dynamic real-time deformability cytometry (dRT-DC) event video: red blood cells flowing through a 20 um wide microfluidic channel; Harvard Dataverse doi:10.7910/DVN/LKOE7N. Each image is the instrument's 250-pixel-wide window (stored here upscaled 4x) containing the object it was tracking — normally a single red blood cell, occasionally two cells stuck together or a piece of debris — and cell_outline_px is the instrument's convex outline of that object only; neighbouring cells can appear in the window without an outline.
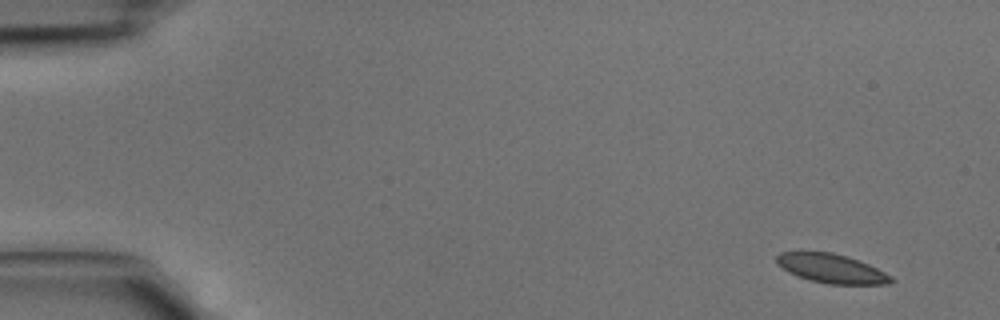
{"species": "common noctule bat (a hibernating species)", "species_latin": "Nyctalus noctula", "temperature_condition": "cold", "stored_images_in_passage": 5, "camera_frame_rate_fps": 3000, "um_per_image_px": 0.085, "animal": {"sex": "male", "body_mass_g": 15.6}, "frame": {"image": 1, "passage_image": 1, "time_ms": 0.0, "image_size_px": [1000, 320], "cell_outline_px": [[896, 280], [888, 284], [828, 284], [812, 280], [788, 272], [776, 264], [776, 256], [780, 252], [832, 252], [868, 264], [892, 276]], "centroid_in_image_um": [70.67, 22.83], "position_along_channel_um": 14.3, "area_um2": 19.13}}
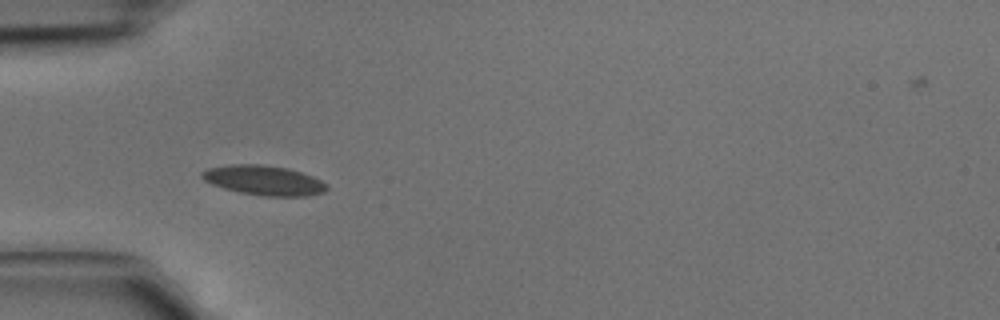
{"frame": {"image": 2, "passage_image": 4, "time_ms": 1.0, "image_size_px": [1000, 320], "cell_outline_px": [[328, 188], [324, 192], [308, 196], [264, 196], [240, 192], [224, 188], [212, 184], [204, 180], [200, 176], [200, 172], [208, 168], [228, 164], [260, 164], [288, 168], [312, 176], [328, 184]], "centroid_in_image_um": [22.42, 15.32], "position_along_channel_um": 62.6, "area_um2": 21.68}}